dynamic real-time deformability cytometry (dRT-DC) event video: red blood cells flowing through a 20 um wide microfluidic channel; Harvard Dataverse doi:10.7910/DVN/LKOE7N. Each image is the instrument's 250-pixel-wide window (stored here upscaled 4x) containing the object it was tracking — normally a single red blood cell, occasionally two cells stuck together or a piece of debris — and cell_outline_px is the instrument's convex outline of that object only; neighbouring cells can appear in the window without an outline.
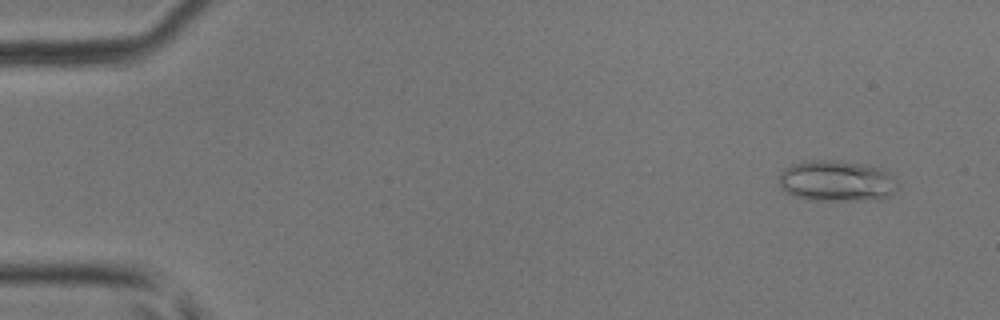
{"species": "common noctule bat (a hibernating species)", "species_latin": "Nyctalus noctula", "temperature_condition": "room temperature", "stored_images_in_passage": 19, "camera_frame_rate_fps": 3000, "um_per_image_px": 0.085, "animal": {"sex": "male", "body_mass_g": 17.9, "forearm_length_mm": 54.2}, "frame": {"image": 1, "passage_image": 4, "time_ms": 1.0, "image_size_px": [1000, 320], "cell_outline_px": [[896, 192], [888, 196], [876, 200], [808, 200], [796, 196], [780, 188], [780, 172], [784, 168], [792, 164], [804, 160], [840, 160], [868, 164], [880, 168], [888, 172], [892, 176], [896, 184]], "centroid_in_image_um": [71.11, 15.37], "position_along_channel_um": 13.9, "area_um2": 28.61}}